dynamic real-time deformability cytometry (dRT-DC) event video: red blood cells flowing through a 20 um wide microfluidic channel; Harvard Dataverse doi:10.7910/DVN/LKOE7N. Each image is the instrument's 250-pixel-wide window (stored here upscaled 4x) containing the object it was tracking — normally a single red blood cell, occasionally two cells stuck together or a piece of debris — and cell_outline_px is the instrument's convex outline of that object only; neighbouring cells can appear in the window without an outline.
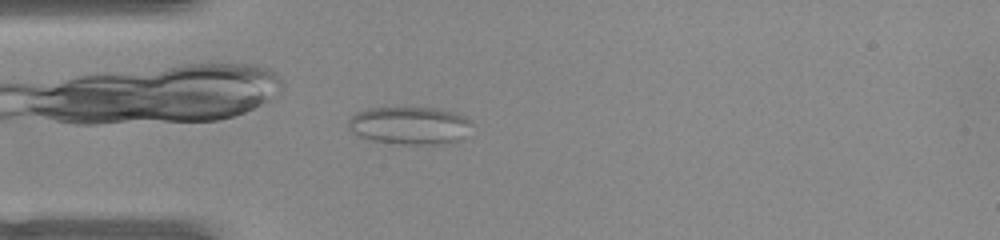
{"species": "common noctule bat (a hibernating species)", "species_latin": "Nyctalus noctula", "temperature_condition": "warm", "stored_images_in_passage": 27, "camera_frame_rate_fps": 3000, "um_per_image_px": 0.085, "animal": {"sex": "female", "body_mass_g": 22.0, "forearm_length_mm": 56.7}, "frame": {"image": 1, "passage_image": 1, "time_ms": 0.0, "image_size_px": [1000, 240], "cell_outline_px": [[472, 124], [460, 140], [452, 144], [396, 144], [372, 140], [360, 136], [352, 132], [348, 128], [348, 120], [356, 112], [368, 108], [436, 108], [452, 112], [464, 116]], "centroid_in_image_um": [34.81, 10.68], "position_along_channel_um": 50.2, "area_um2": 27.17}}
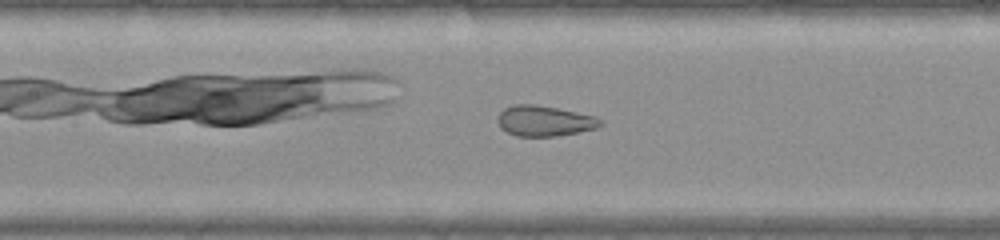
{"frame": {"image": 2, "passage_image": 10, "time_ms": 3.0, "image_size_px": [1000, 240], "cell_outline_px": [[604, 124], [596, 128], [556, 136], [516, 136], [500, 128], [496, 120], [500, 112], [504, 108], [516, 104], [532, 104], [556, 108], [596, 116]], "centroid_in_image_um": [46.24, 10.28], "position_along_channel_um": 161.2, "area_um2": 18.15}}
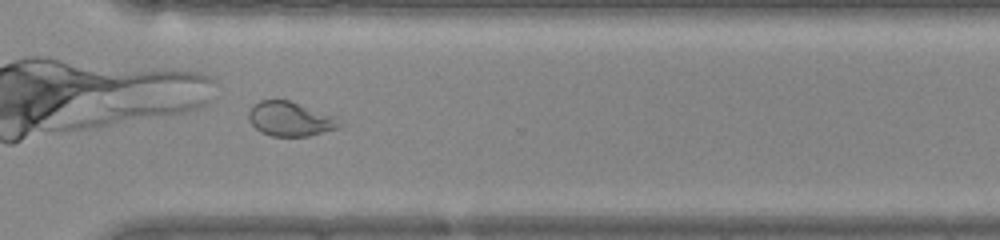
{"frame": {"image": 3, "passage_image": 24, "time_ms": 7.667, "image_size_px": [1000, 240], "cell_outline_px": [[344, 124], [340, 128], [308, 136], [272, 136], [260, 132], [248, 120], [248, 112], [260, 100], [288, 100], [336, 116]], "centroid_in_image_um": [24.71, 10.12], "position_along_channel_um": 345.9, "area_um2": 18.26}, "authors_computed_cell_mechanics": {"area_um2": 18.1492, "velocity_mm_per_s": 3.9575, "shape_relaxation_time_tau1_ms": null, "shape_relaxation_time_tau2_ms": 0.6937, "deformation_change_tau1": null, "deformation_change_tau2": 0.0728}}